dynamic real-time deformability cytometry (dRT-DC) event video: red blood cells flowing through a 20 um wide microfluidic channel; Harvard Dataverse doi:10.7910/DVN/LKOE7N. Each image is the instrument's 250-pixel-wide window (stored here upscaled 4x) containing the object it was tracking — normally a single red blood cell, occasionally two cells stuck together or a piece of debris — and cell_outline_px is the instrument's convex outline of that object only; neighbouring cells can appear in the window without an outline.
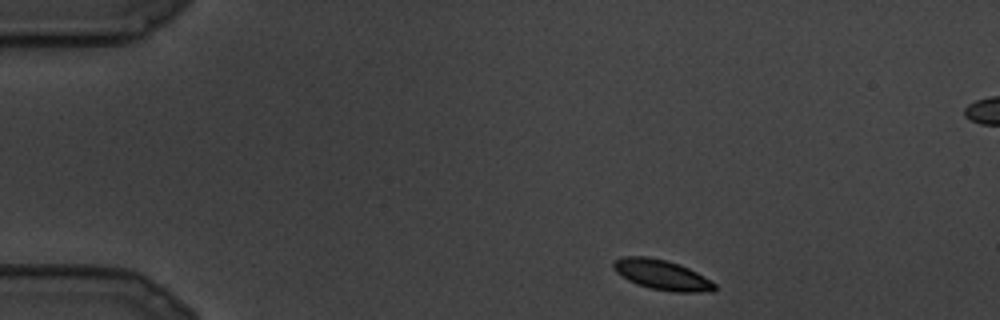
{"species": "common noctule bat (a hibernating species)", "species_latin": "Nyctalus noctula", "temperature_condition": "cold", "stored_images_in_passage": 7, "camera_frame_rate_fps": 3000, "um_per_image_px": 0.085, "animal": {"sex": "male", "body_mass_g": 19.5, "forearm_length_mm": 54.6}, "frame": {"image": 1, "passage_image": 1, "time_ms": 0.0, "image_size_px": [1000, 320], "cell_outline_px": [[716, 288], [712, 292], [672, 292], [652, 288], [636, 284], [628, 280], [616, 272], [612, 268], [612, 264], [616, 260], [624, 256], [648, 256], [680, 264], [696, 272], [716, 284]], "centroid_in_image_um": [56.25, 23.36], "position_along_channel_um": 28.7, "area_um2": 17.63}}